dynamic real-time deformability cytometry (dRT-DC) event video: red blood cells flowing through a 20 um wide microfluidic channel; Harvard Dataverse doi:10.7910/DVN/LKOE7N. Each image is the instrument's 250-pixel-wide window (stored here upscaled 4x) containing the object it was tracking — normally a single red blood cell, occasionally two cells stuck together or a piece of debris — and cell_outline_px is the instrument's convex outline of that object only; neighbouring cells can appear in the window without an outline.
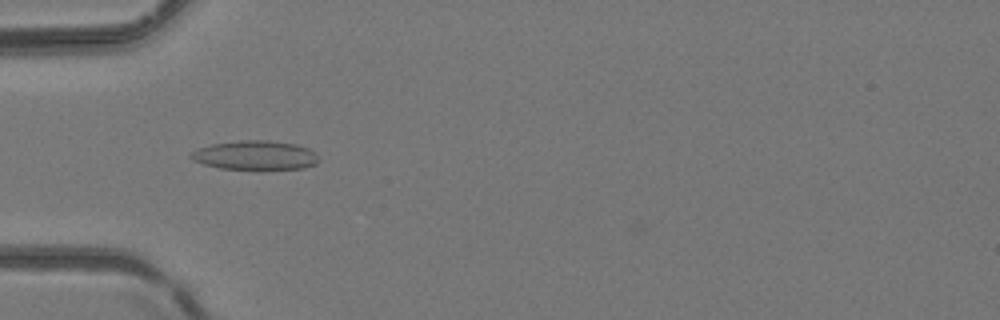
{"species": "common noctule bat (a hibernating species)", "species_latin": "Nyctalus noctula", "temperature_condition": "room temperature", "stored_images_in_passage": 6, "camera_frame_rate_fps": 3000, "um_per_image_px": 0.085, "animal": {"sex": "female", "body_mass_g": 24.6, "forearm_length_mm": 56.2}, "frame": {"image": 1, "passage_image": 5, "time_ms": 1.333, "image_size_px": [1000, 320], "cell_outline_px": [[320, 160], [316, 164], [304, 168], [260, 172], [220, 168], [204, 164], [192, 160], [188, 156], [192, 152], [200, 148], [212, 144], [240, 140], [268, 140], [296, 144], [308, 148], [316, 152]], "centroid_in_image_um": [21.75, 13.24], "position_along_channel_um": 63.3, "area_um2": 22.66}}
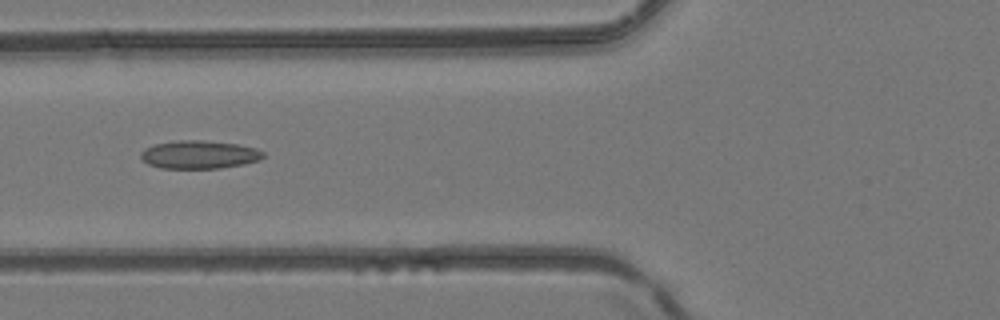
{"frame": {"image": 2, "passage_image": 6, "time_ms": 1.667, "image_size_px": [1000, 320], "cell_outline_px": [[264, 156], [260, 160], [244, 164], [220, 168], [160, 168], [148, 164], [140, 156], [140, 152], [144, 148], [156, 144], [176, 140], [204, 140], [236, 144], [256, 148], [264, 152]], "centroid_in_image_um": [16.93, 13.14], "position_along_channel_um": 108.9, "area_um2": 20.11}}